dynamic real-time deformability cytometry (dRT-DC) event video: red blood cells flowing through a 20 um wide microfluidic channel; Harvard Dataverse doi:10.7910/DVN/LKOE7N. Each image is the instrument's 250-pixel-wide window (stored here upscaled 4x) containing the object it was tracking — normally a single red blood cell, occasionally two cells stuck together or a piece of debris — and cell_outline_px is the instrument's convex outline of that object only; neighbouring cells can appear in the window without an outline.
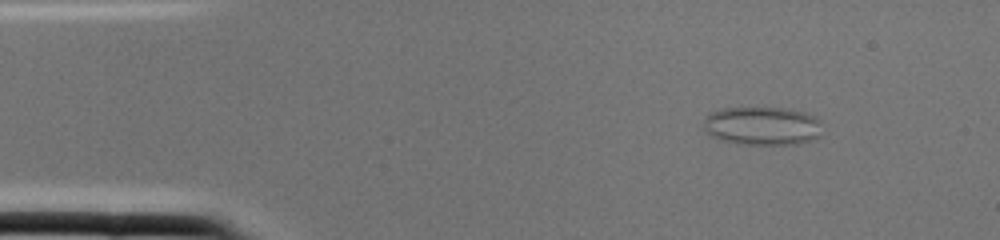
{"species": "common noctule bat (a hibernating species)", "species_latin": "Nyctalus noctula", "temperature_condition": "cold", "stored_images_in_passage": 1, "camera_frame_rate_fps": 3000, "um_per_image_px": 0.085, "animal": {"sex": "female", "body_mass_g": 22.0, "forearm_length_mm": 56.7}, "frame": {"image": 1, "passage_image": 1, "time_ms": 0.0, "image_size_px": [1000, 240], "cell_outline_px": [[820, 136], [812, 140], [796, 144], [744, 144], [724, 140], [712, 136], [704, 132], [704, 120], [708, 112], [724, 108], [780, 108], [804, 112], [816, 116], [820, 120]], "centroid_in_image_um": [64.79, 10.69], "position_along_channel_um": 20.2, "area_um2": 26.59}}